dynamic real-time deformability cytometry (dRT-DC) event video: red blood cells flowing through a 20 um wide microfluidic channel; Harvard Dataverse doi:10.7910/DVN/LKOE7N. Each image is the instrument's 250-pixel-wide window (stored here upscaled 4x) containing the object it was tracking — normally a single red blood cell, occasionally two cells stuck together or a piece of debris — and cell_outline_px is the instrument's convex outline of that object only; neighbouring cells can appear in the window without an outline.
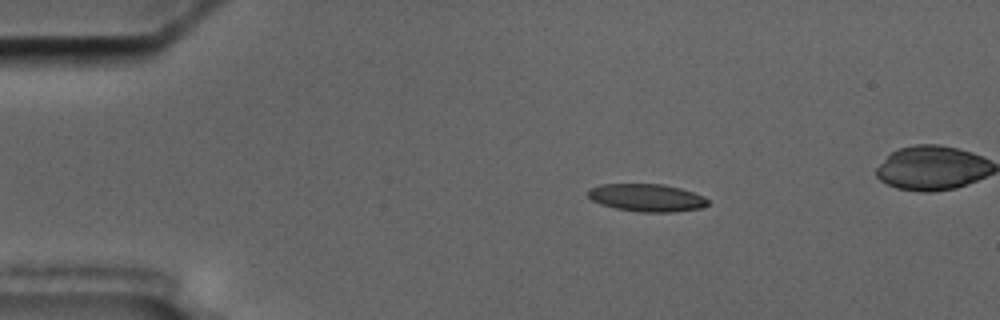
{"species": "common noctule bat (a hibernating species)", "species_latin": "Nyctalus noctula", "temperature_condition": "cold", "stored_images_in_passage": 5, "camera_frame_rate_fps": 3000, "um_per_image_px": 0.085, "animal": {"sex": "male", "body_mass_g": 17.5, "forearm_length_mm": 52.3}, "frame": {"image": 1, "passage_image": 3, "time_ms": 2.333, "image_size_px": [1000, 320], "cell_outline_px": [[708, 204], [700, 208], [676, 212], [640, 212], [616, 208], [600, 204], [592, 200], [588, 196], [588, 188], [600, 184], [664, 184], [680, 188], [704, 196], [708, 200]], "centroid_in_image_um": [54.96, 16.8], "position_along_channel_um": 30.0, "area_um2": 19.36}}